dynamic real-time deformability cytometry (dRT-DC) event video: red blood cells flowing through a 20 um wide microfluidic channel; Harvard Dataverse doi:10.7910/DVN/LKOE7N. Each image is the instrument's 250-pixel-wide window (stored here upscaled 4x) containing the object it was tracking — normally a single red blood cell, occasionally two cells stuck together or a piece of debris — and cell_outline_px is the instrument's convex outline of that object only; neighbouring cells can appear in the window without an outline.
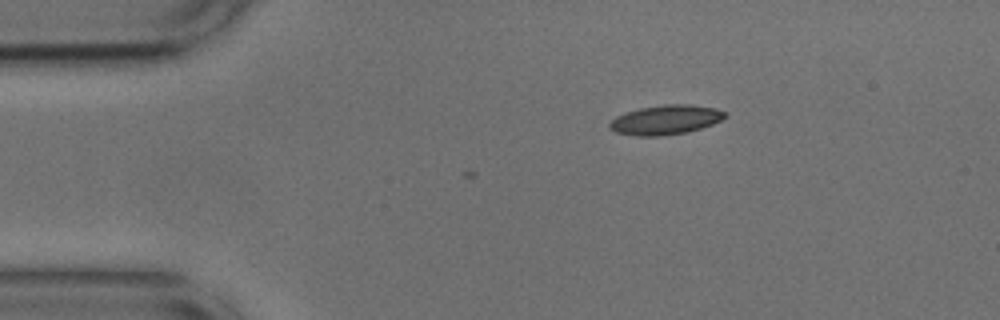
{"species": "common noctule bat (a hibernating species)", "species_latin": "Nyctalus noctula", "temperature_condition": "cold", "stored_images_in_passage": 3, "camera_frame_rate_fps": 3000, "um_per_image_px": 0.085, "animal": {"sex": "male", "body_mass_g": 17.9, "forearm_length_mm": 54.2}, "frame": {"image": 1, "passage_image": 3, "time_ms": 0.667, "image_size_px": [1000, 320], "cell_outline_px": [[728, 116], [712, 124], [688, 132], [660, 136], [636, 136], [616, 132], [608, 128], [608, 124], [616, 116], [624, 112], [640, 108], [664, 104], [692, 104], [716, 108], [728, 112]], "centroid_in_image_um": [56.59, 10.17], "position_along_channel_um": 28.4, "area_um2": 20.06}}